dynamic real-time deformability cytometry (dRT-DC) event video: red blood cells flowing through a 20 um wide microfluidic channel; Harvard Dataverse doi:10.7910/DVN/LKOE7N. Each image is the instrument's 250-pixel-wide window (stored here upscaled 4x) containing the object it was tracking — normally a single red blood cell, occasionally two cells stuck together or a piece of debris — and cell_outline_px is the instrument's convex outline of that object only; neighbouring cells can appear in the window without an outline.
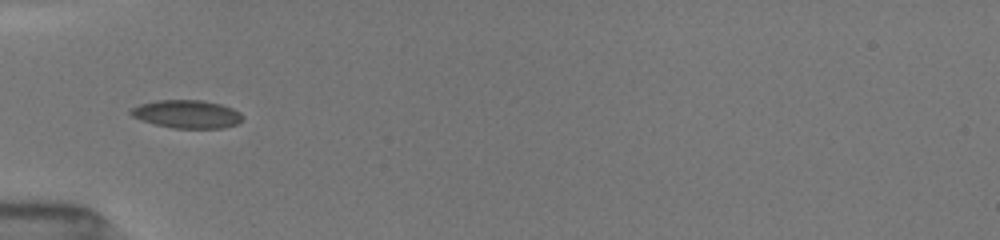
{"species": "common noctule bat (a hibernating species)", "species_latin": "Nyctalus noctula", "temperature_condition": "room temperature", "stored_images_in_passage": 39, "camera_frame_rate_fps": 3000, "um_per_image_px": 0.085, "animal": {"sex": "female", "body_mass_g": 19.5, "forearm_length_mm": 54.1}, "frame": {"image": 1, "passage_image": 15, "time_ms": 5.667, "image_size_px": [1000, 240], "cell_outline_px": [[240, 120], [236, 124], [224, 128], [172, 128], [140, 120], [132, 116], [128, 112], [132, 108], [140, 104], [156, 100], [204, 100], [220, 104], [232, 108], [240, 112]], "centroid_in_image_um": [15.85, 9.69], "position_along_channel_um": 69.2, "area_um2": 18.21}}
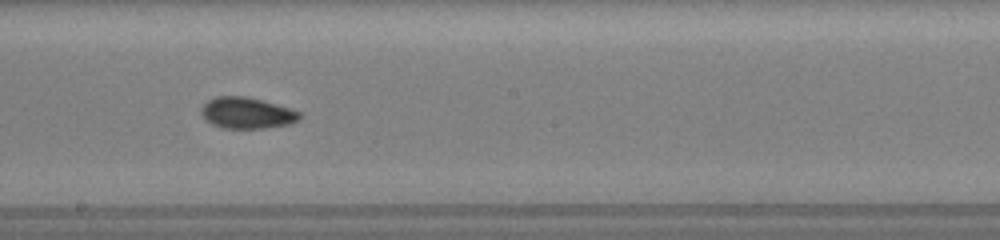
{"frame": {"image": 2, "passage_image": 26, "time_ms": 9.667, "image_size_px": [1000, 240], "cell_outline_px": [[300, 116], [296, 120], [288, 124], [264, 128], [224, 128], [212, 124], [200, 112], [200, 108], [208, 100], [216, 96], [244, 96], [260, 100], [288, 108], [300, 112]], "centroid_in_image_um": [20.93, 9.6], "position_along_channel_um": 227.3, "area_um2": 17.46}}
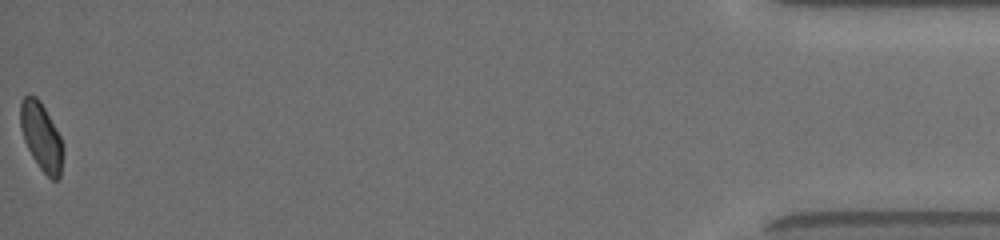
{"frame": {"image": 3, "passage_image": 39, "time_ms": 17.0, "image_size_px": [1000, 240], "cell_outline_px": [[64, 152], [60, 176], [56, 180], [52, 180], [40, 168], [32, 156], [24, 140], [20, 128], [20, 104], [24, 96], [28, 92], [36, 96], [40, 100], [60, 136], [64, 148]], "centroid_in_image_um": [3.51, 11.59], "position_along_channel_um": 431.7, "area_um2": 16.94}, "authors_computed_cell_mechanics": {"area_um2": 17.8602, "velocity_mm_per_s": 3.9838, "shape_relaxation_time_tau1_ms": 5.2419, "shape_relaxation_time_tau2_ms": 1.6758, "deformation_change_tau1": 0.1218, "deformation_change_tau2": 0.0636}}